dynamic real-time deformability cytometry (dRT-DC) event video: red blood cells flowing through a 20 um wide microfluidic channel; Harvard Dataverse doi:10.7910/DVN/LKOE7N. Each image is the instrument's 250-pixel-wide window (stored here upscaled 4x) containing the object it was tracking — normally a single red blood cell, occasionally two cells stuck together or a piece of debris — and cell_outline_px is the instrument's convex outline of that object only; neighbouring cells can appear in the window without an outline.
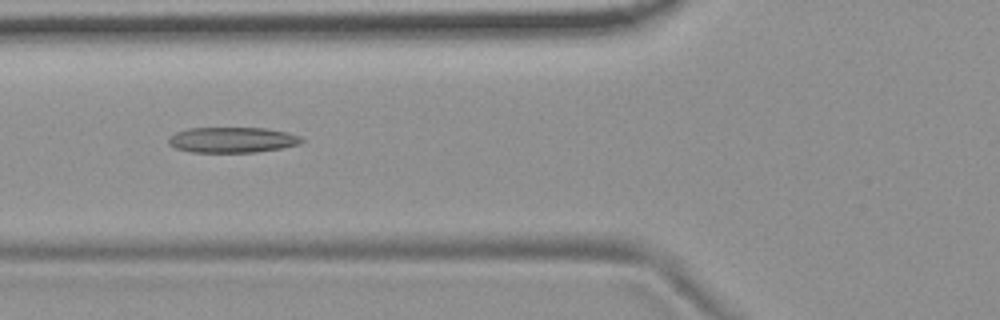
{"species": "common noctule bat (a hibernating species)", "species_latin": "Nyctalus noctula", "temperature_condition": "room temperature", "stored_images_in_passage": 8, "camera_frame_rate_fps": 3000, "um_per_image_px": 0.085, "animal": {"sex": "female", "body_mass_g": 19.9}, "frame": {"image": 1, "passage_image": 6, "time_ms": 5.667, "image_size_px": [1000, 320], "cell_outline_px": [[304, 140], [300, 144], [280, 148], [256, 152], [192, 152], [176, 148], [168, 144], [168, 136], [176, 132], [188, 128], [264, 128], [288, 132], [300, 136]], "centroid_in_image_um": [19.73, 11.88], "position_along_channel_um": 106.1, "area_um2": 19.83}}
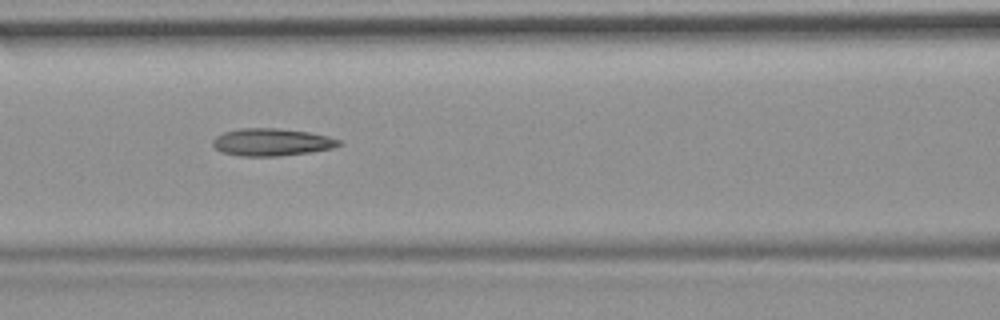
{"frame": {"image": 2, "passage_image": 7, "time_ms": 6.667, "image_size_px": [1000, 320], "cell_outline_px": [[344, 144], [332, 148], [308, 152], [280, 156], [240, 156], [220, 152], [212, 144], [212, 140], [216, 136], [224, 132], [240, 128], [280, 128], [308, 132], [328, 136], [340, 140]], "centroid_in_image_um": [23.08, 12.08], "position_along_channel_um": 143.5, "area_um2": 20.23}}